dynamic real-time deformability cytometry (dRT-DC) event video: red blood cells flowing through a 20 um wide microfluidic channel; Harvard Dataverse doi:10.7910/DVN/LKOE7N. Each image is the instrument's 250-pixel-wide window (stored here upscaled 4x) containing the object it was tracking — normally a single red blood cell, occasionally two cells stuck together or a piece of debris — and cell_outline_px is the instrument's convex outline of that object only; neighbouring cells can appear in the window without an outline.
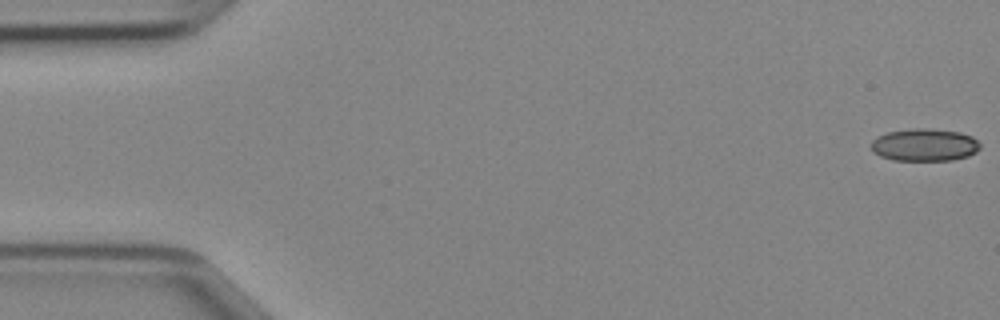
{"species": "Egyptian fruit bat (a non-hibernating species)", "species_latin": "Rousettus aegyptiacus", "temperature_condition": "cold", "stored_images_in_passage": 47, "camera_frame_rate_fps": 3000, "um_per_image_px": 0.085, "animal": {"sex": "female"}, "frame": {"image": 1, "passage_image": 1, "time_ms": 0.0, "image_size_px": [1000, 320], "cell_outline_px": [[980, 148], [976, 152], [968, 156], [952, 160], [892, 160], [880, 156], [872, 152], [872, 140], [876, 136], [888, 132], [912, 128], [932, 128], [960, 132], [972, 136], [980, 144]], "centroid_in_image_um": [78.58, 12.31], "position_along_channel_um": 6.4, "area_um2": 20.81}}
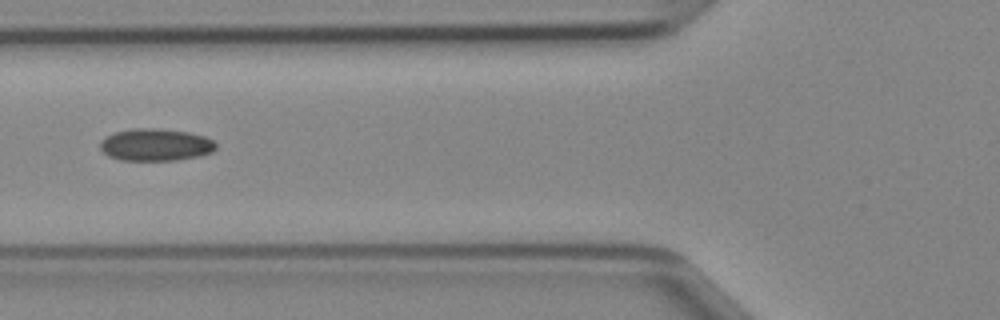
{"frame": {"image": 2, "passage_image": 18, "time_ms": 5.667, "image_size_px": [1000, 320], "cell_outline_px": [[216, 148], [212, 152], [200, 156], [176, 160], [120, 160], [108, 156], [100, 148], [100, 140], [104, 136], [116, 132], [132, 128], [160, 128], [188, 132], [204, 136], [212, 140], [216, 144]], "centroid_in_image_um": [13.21, 12.3], "position_along_channel_um": 112.6, "area_um2": 21.91}}
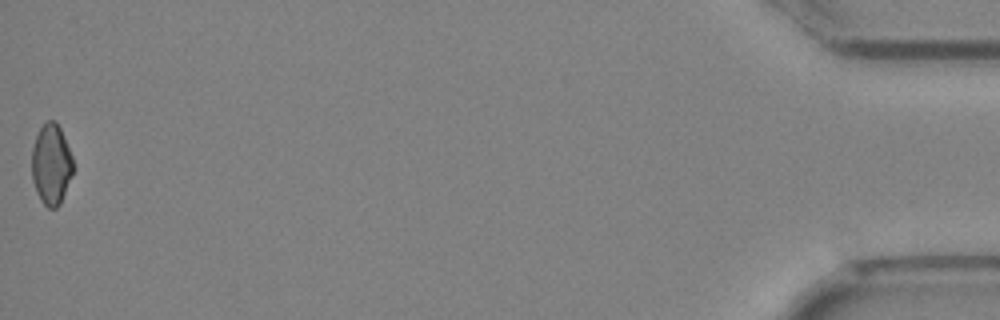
{"frame": {"image": 3, "passage_image": 47, "time_ms": 15.333, "image_size_px": [1000, 320], "cell_outline_px": [[72, 176], [60, 204], [56, 208], [48, 208], [40, 200], [36, 192], [32, 180], [32, 148], [36, 136], [40, 128], [48, 120], [56, 120], [60, 128], [72, 156]], "centroid_in_image_um": [4.34, 13.99], "position_along_channel_um": 430.9, "area_um2": 19.36}}